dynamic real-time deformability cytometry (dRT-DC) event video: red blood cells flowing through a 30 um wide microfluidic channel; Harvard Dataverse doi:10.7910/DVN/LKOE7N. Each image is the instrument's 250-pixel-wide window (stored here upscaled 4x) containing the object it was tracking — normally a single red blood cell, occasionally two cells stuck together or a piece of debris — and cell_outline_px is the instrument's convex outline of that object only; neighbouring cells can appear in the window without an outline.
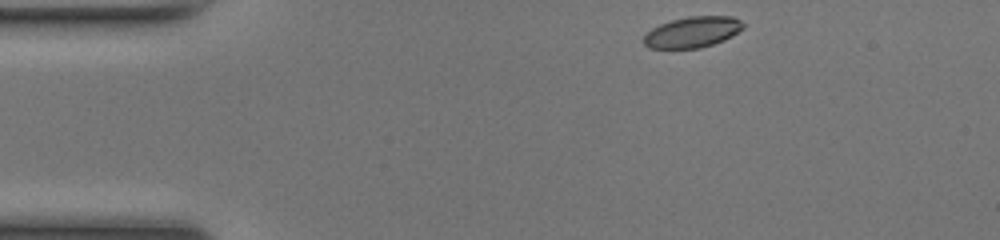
{"species": "common noctule bat (a hibernating species)", "species_latin": "Nyctalus noctula", "temperature_condition": "room temperature", "stored_images_in_passage": 43, "camera_frame_rate_fps": 3000, "um_per_image_px": 0.085, "animal": {"sex": "female", "body_mass_g": 17.0, "forearm_length_mm": 48.0}, "frame": {"image": 1, "passage_image": 1, "time_ms": 0.0, "image_size_px": [1000, 240], "cell_outline_px": [[744, 28], [732, 36], [724, 40], [700, 48], [648, 48], [644, 44], [644, 36], [652, 28], [660, 24], [672, 20], [688, 16], [732, 16], [740, 20], [744, 24]], "centroid_in_image_um": [58.88, 2.72], "position_along_channel_um": 26.1, "area_um2": 17.86}}
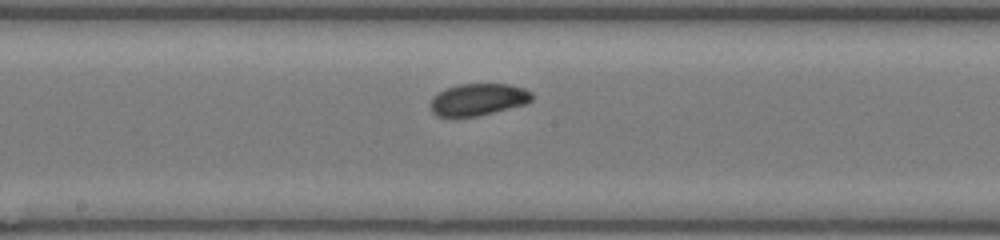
{"frame": {"image": 2, "passage_image": 19, "time_ms": 6.0, "image_size_px": [1000, 240], "cell_outline_px": [[532, 100], [524, 104], [480, 116], [456, 120], [436, 116], [432, 112], [432, 96], [444, 88], [460, 84], [508, 84], [524, 88], [532, 92]], "centroid_in_image_um": [40.59, 8.5], "position_along_channel_um": 207.6, "area_um2": 19.48}}
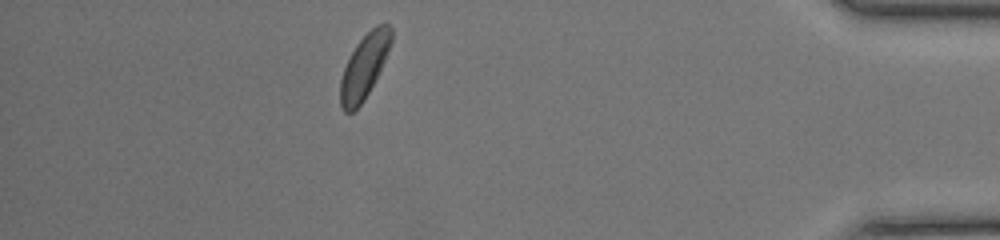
{"frame": {"image": 3, "passage_image": 37, "time_ms": 12.0, "image_size_px": [1000, 240], "cell_outline_px": [[392, 40], [384, 60], [364, 100], [352, 112], [344, 112], [340, 104], [340, 80], [344, 68], [356, 44], [376, 24], [388, 24], [392, 28]], "centroid_in_image_um": [30.95, 5.63], "position_along_channel_um": 404.3, "area_um2": 18.5}, "authors_computed_cell_mechanics": {"area_um2": 18.7272, "velocity_mm_per_s": 4.1456, "shape_relaxation_time_tau1_ms": 2.7199, "shape_relaxation_time_tau2_ms": 8.7655, "deformation_change_tau1": 0.0812, "deformation_change_tau2": 0.153}}